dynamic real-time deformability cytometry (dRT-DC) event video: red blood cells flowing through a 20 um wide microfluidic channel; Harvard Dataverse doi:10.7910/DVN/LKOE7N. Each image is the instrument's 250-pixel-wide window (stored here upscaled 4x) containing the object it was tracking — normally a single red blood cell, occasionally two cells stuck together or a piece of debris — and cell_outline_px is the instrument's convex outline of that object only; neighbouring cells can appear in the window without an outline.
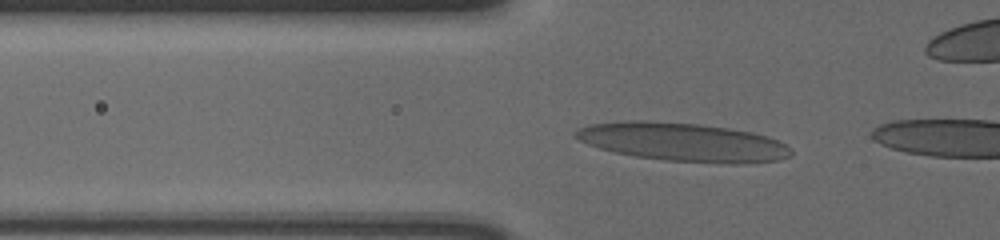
{"species": "human", "species_latin": "Homo sapiens", "temperature_condition": "cold", "stored_images_in_passage": 15, "camera_frame_rate_fps": 3000, "um_per_image_px": 0.085, "donor": {"sex": "male"}, "frame": {"image": 1, "passage_image": 13, "time_ms": 4.0, "image_size_px": [1000, 240], "cell_outline_px": [[792, 156], [780, 160], [740, 164], [732, 164], [664, 160], [636, 156], [616, 152], [600, 148], [588, 144], [572, 136], [572, 132], [588, 124], [624, 120], [648, 120], [700, 124], [728, 128], [752, 132], [768, 136], [792, 148]], "centroid_in_image_um": [58.05, 12.07], "position_along_channel_um": 67.7, "area_um2": 48.67}}